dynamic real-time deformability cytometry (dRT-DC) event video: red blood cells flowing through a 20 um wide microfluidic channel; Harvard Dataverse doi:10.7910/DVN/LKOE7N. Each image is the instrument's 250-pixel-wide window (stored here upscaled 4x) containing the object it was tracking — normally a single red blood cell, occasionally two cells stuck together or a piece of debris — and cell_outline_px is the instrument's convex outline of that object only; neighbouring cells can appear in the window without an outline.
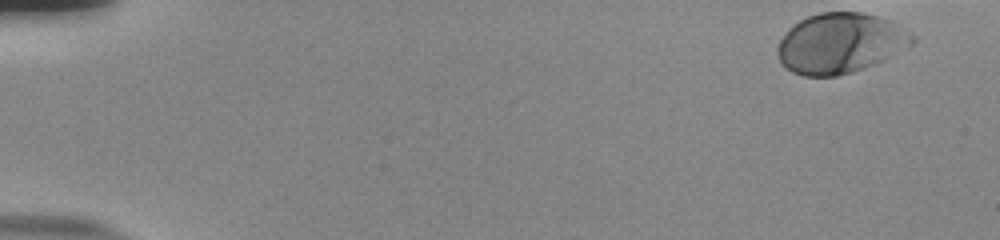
{"species": "human", "species_latin": "Homo sapiens", "temperature_condition": "room temperature", "stored_images_in_passage": 2, "camera_frame_rate_fps": 3000, "um_per_image_px": 0.085, "donor": {"sex": "male"}, "frame": {"image": 1, "passage_image": 1, "time_ms": 0.0, "image_size_px": [1000, 240], "cell_outline_px": [[916, 40], [912, 44], [876, 64], [852, 72], [836, 76], [804, 76], [792, 72], [780, 60], [776, 52], [776, 48], [780, 40], [800, 20], [808, 16], [820, 12], [860, 12], [876, 16], [916, 36]], "centroid_in_image_um": [71.4, 3.69], "position_along_channel_um": 13.6, "area_um2": 46.47}}